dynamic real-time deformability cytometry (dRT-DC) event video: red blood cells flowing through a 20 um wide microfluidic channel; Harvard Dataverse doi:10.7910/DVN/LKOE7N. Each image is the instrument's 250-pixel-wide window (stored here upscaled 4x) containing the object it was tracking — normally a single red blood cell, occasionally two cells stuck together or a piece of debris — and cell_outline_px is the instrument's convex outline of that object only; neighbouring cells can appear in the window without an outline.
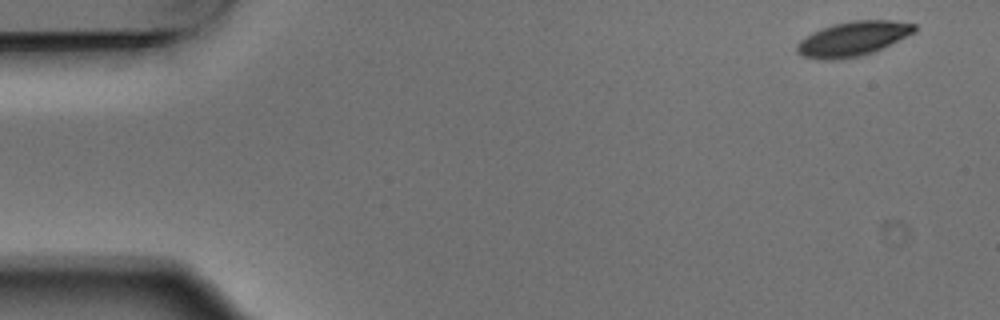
{"species": "Egyptian fruit bat (a non-hibernating species)", "species_latin": "Rousettus aegyptiacus", "temperature_condition": "warm", "stored_images_in_passage": 9, "camera_frame_rate_fps": 3000, "um_per_image_px": 0.085, "animal": {"sex": "male"}, "frame": {"image": 1, "passage_image": 1, "time_ms": 0.0, "image_size_px": [1000, 320], "cell_outline_px": [[916, 32], [872, 52], [860, 56], [840, 60], [820, 60], [800, 56], [796, 52], [796, 44], [800, 40], [812, 32], [832, 24], [852, 20], [892, 20], [916, 24]], "centroid_in_image_um": [72.45, 3.3], "position_along_channel_um": 12.5, "area_um2": 23.87}}
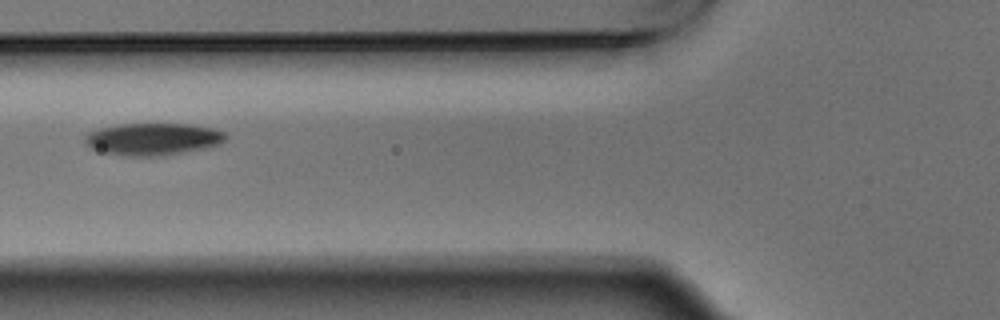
{"frame": {"image": 2, "passage_image": 6, "time_ms": 1.667, "image_size_px": [1000, 320], "cell_outline_px": [[228, 136], [220, 144], [164, 156], [124, 156], [104, 152], [92, 148], [84, 144], [84, 136], [88, 132], [100, 128], [116, 124], [188, 124], [212, 128], [224, 132]], "centroid_in_image_um": [12.95, 11.82], "position_along_channel_um": 112.8, "area_um2": 26.36}}
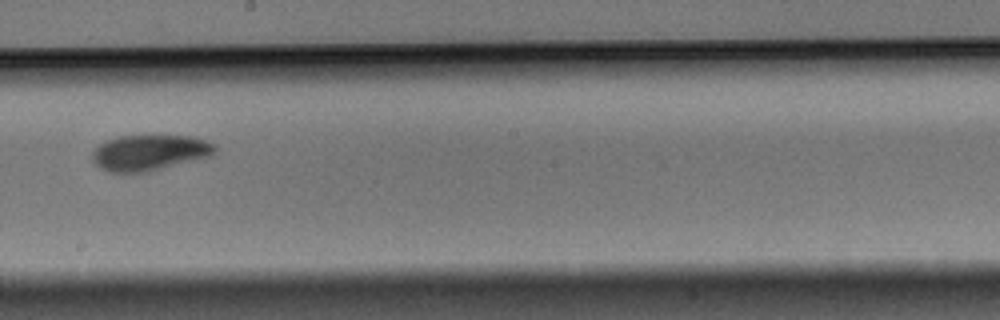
{"frame": {"image": 3, "passage_image": 9, "time_ms": 2.667, "image_size_px": [1000, 320], "cell_outline_px": [[216, 152], [212, 156], [148, 172], [108, 172], [100, 168], [92, 160], [92, 152], [100, 144], [108, 140], [120, 136], [192, 136], [216, 144]], "centroid_in_image_um": [12.74, 12.98], "position_along_channel_um": 235.5, "area_um2": 25.55}}